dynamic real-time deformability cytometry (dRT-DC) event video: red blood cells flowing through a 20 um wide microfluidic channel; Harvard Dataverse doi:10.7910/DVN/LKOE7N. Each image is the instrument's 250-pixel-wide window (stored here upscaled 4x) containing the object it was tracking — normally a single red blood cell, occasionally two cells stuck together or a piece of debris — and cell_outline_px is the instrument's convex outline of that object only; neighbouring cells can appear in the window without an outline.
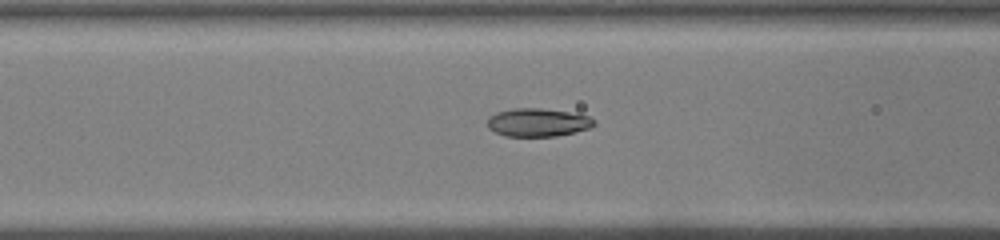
{"species": "common noctule bat (a hibernating species)", "species_latin": "Nyctalus noctula", "temperature_condition": "warm", "stored_images_in_passage": 32, "camera_frame_rate_fps": 3000, "um_per_image_px": 0.085, "animal": {"sex": "male", "body_mass_g": 19.0, "forearm_length_mm": 50.8}, "frame": {"image": 1, "passage_image": 7, "time_ms": 2.0, "image_size_px": [1000, 240], "cell_outline_px": [[596, 124], [592, 128], [556, 136], [504, 136], [488, 128], [488, 116], [496, 112], [512, 108], [540, 108], [568, 112], [588, 116], [596, 120]], "centroid_in_image_um": [45.72, 10.4], "position_along_channel_um": 120.9, "area_um2": 17.63}}
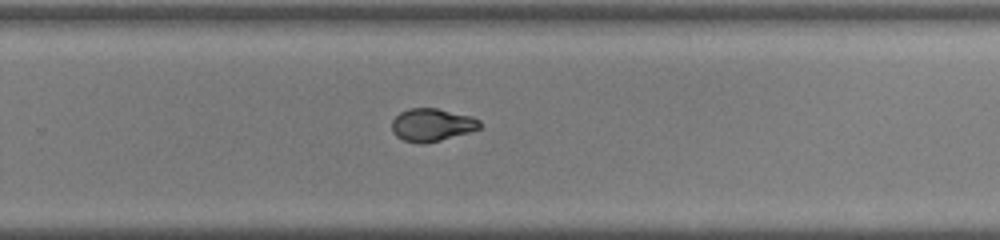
{"frame": {"image": 2, "passage_image": 18, "time_ms": 5.667, "image_size_px": [1000, 240], "cell_outline_px": [[480, 128], [468, 132], [440, 140], [424, 144], [420, 144], [404, 140], [396, 136], [392, 132], [392, 120], [400, 112], [408, 108], [436, 108], [472, 116], [480, 120]], "centroid_in_image_um": [36.69, 10.61], "position_along_channel_um": 293.1, "area_um2": 16.76}}
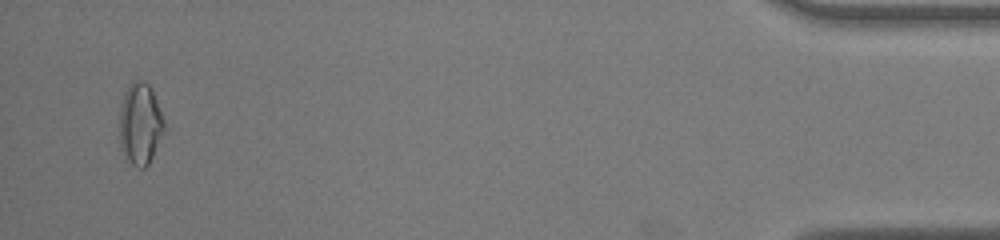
{"frame": {"image": 3, "passage_image": 31, "time_ms": 10.0, "image_size_px": [1000, 240], "cell_outline_px": [[168, 128], [148, 164], [144, 168], [136, 168], [128, 160], [120, 148], [120, 104], [124, 92], [136, 80], [144, 80], [152, 88]], "centroid_in_image_um": [11.95, 10.54], "position_along_channel_um": 423.2, "area_um2": 21.73}}